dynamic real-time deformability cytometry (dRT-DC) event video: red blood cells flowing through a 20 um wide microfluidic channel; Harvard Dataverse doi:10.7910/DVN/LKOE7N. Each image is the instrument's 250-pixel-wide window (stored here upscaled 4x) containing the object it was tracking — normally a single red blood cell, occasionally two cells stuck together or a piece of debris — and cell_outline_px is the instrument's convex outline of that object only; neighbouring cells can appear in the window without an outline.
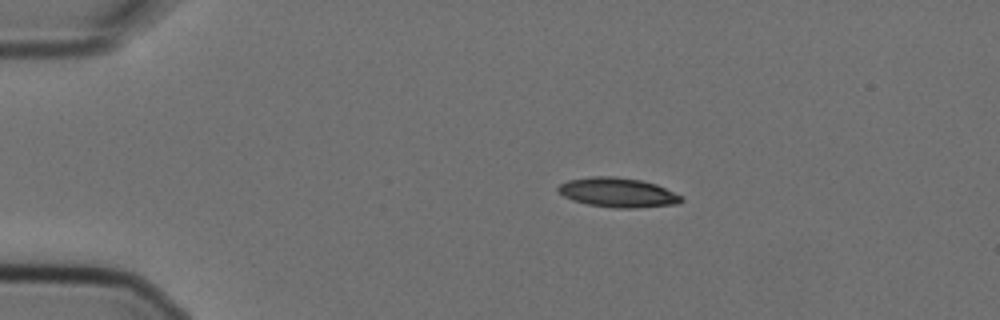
{"species": "Egyptian fruit bat (a non-hibernating species)", "species_latin": "Rousettus aegyptiacus", "temperature_condition": "cold", "stored_images_in_passage": 4, "camera_frame_rate_fps": 3000, "um_per_image_px": 0.085, "animal": {"sex": "female"}, "frame": {"image": 1, "passage_image": 1, "time_ms": 0.0, "image_size_px": [1000, 320], "cell_outline_px": [[684, 200], [680, 204], [636, 208], [616, 208], [588, 204], [572, 200], [564, 196], [556, 188], [560, 184], [568, 180], [592, 176], [612, 176], [640, 180], [656, 184], [680, 196]], "centroid_in_image_um": [52.51, 16.37], "position_along_channel_um": 32.5, "area_um2": 21.04}}
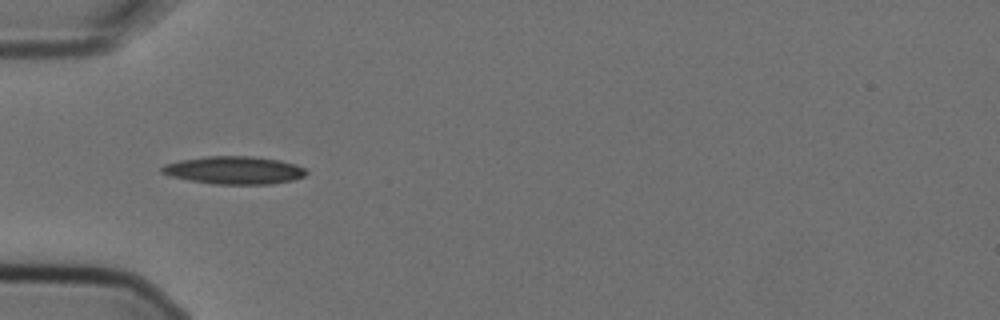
{"frame": {"image": 2, "passage_image": 3, "time_ms": 0.667, "image_size_px": [1000, 320], "cell_outline_px": [[308, 172], [304, 176], [292, 180], [272, 184], [212, 184], [168, 176], [160, 172], [160, 168], [164, 164], [180, 160], [208, 156], [252, 156], [280, 160], [296, 164], [304, 168]], "centroid_in_image_um": [19.89, 14.47], "position_along_channel_um": 65.1, "area_um2": 23.52}}
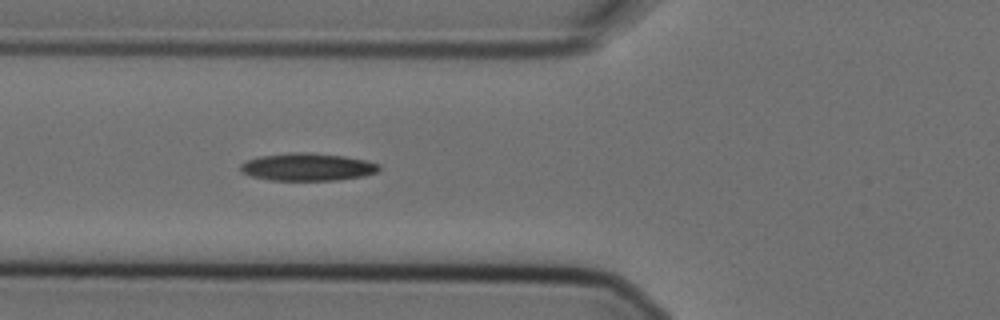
{"frame": {"image": 3, "passage_image": 4, "time_ms": 1.0, "image_size_px": [1000, 320], "cell_outline_px": [[380, 168], [376, 172], [364, 176], [336, 180], [268, 180], [252, 176], [240, 172], [240, 164], [248, 160], [260, 156], [288, 152], [312, 152], [344, 156], [364, 160], [380, 164]], "centroid_in_image_um": [26.12, 14.18], "position_along_channel_um": 99.7, "area_um2": 22.37}}